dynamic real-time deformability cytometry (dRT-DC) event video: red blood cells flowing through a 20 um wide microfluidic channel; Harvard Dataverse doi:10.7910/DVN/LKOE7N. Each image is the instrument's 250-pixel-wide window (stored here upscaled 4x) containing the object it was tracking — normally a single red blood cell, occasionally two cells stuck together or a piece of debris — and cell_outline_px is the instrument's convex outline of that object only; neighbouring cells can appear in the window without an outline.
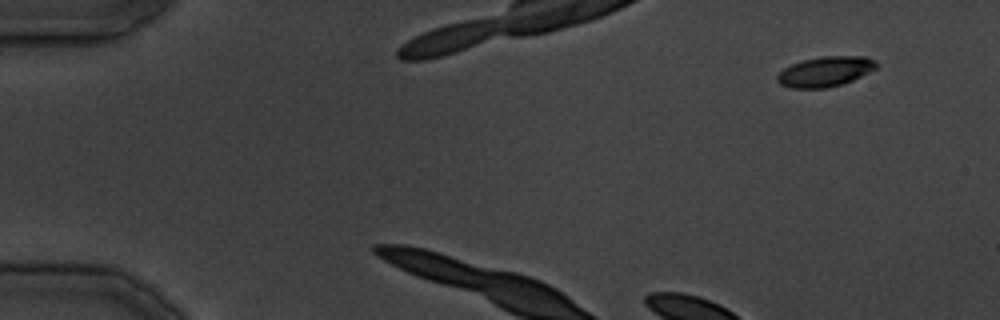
{"species": "common noctule bat (a hibernating species)", "species_latin": "Nyctalus noctula", "temperature_condition": "cold", "stored_images_in_passage": 4, "camera_frame_rate_fps": 3000, "um_per_image_px": 0.085, "animal": {"sex": "male", "body_mass_g": 19.5, "forearm_length_mm": 54.6}, "frame": {"image": 1, "passage_image": 1, "time_ms": 0.0, "image_size_px": [1000, 320], "cell_outline_px": [[880, 64], [876, 68], [852, 80], [840, 84], [824, 88], [788, 88], [780, 84], [776, 80], [776, 76], [784, 68], [792, 64], [804, 60], [824, 56], [864, 56], [876, 60]], "centroid_in_image_um": [70.14, 6.08], "position_along_channel_um": 14.9, "area_um2": 17.28}}